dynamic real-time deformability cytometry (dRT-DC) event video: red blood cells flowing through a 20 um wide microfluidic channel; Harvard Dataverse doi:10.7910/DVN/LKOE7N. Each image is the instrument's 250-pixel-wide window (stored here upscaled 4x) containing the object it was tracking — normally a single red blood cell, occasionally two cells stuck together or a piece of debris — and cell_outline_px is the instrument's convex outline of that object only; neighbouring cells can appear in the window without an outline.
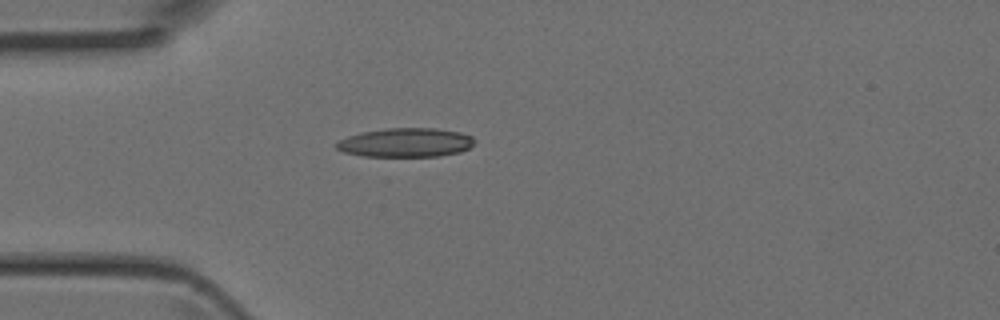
{"species": "Egyptian fruit bat (a non-hibernating species)", "species_latin": "Rousettus aegyptiacus", "temperature_condition": "room temperature", "stored_images_in_passage": 4, "camera_frame_rate_fps": 3000, "um_per_image_px": 0.085, "animal": {"sex": "female"}, "frame": {"image": 1, "passage_image": 4, "time_ms": 1.0, "image_size_px": [1000, 320], "cell_outline_px": [[476, 140], [468, 148], [460, 152], [440, 156], [364, 156], [344, 152], [336, 148], [332, 144], [348, 136], [360, 132], [388, 128], [436, 128], [460, 132], [472, 136]], "centroid_in_image_um": [34.47, 12.11], "position_along_channel_um": 50.5, "area_um2": 23.41}}